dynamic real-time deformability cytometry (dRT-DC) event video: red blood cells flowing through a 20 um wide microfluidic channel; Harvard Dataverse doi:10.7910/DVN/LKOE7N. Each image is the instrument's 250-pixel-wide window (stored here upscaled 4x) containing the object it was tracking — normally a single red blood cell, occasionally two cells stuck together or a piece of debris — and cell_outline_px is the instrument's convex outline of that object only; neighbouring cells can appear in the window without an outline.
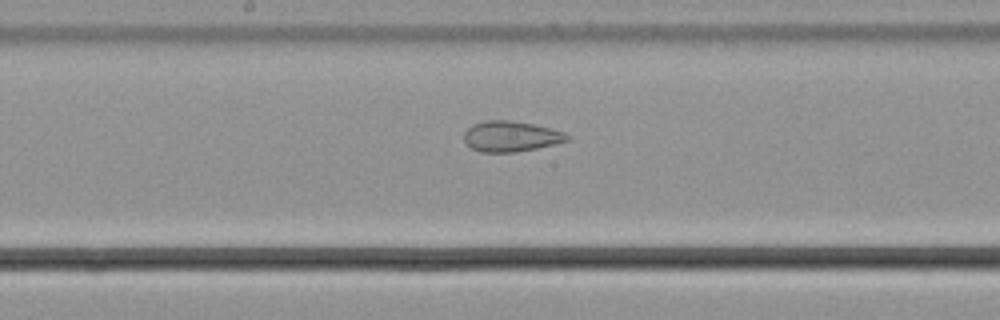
{"species": "common noctule bat (a hibernating species)", "species_latin": "Nyctalus noctula", "temperature_condition": "cold", "stored_images_in_passage": 34, "camera_frame_rate_fps": 3000, "um_per_image_px": 0.085, "animal": {"sex": "male", "body_mass_g": 21.5, "forearm_length_mm": 52.0}, "frame": {"image": 1, "passage_image": 18, "time_ms": 5.667, "image_size_px": [1000, 320], "cell_outline_px": [[572, 136], [568, 140], [536, 148], [512, 152], [480, 152], [472, 148], [464, 140], [464, 132], [472, 124], [484, 120], [508, 120], [532, 124], [552, 128], [564, 132]], "centroid_in_image_um": [43.41, 11.58], "position_along_channel_um": 204.8, "area_um2": 18.26}}
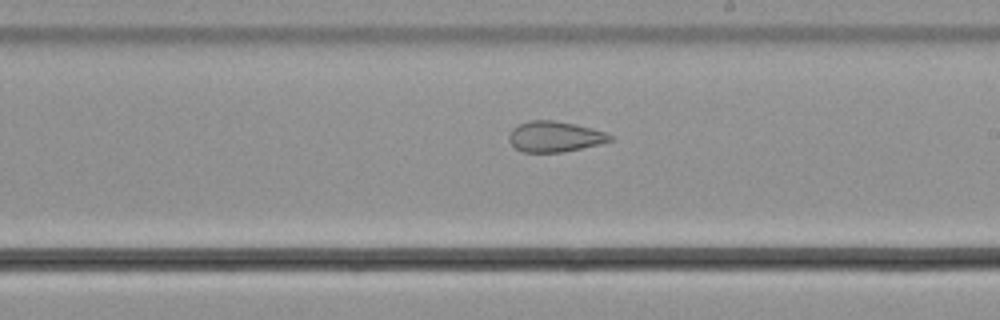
{"frame": {"image": 2, "passage_image": 21, "time_ms": 6.667, "image_size_px": [1000, 320], "cell_outline_px": [[612, 140], [600, 144], [564, 152], [524, 152], [516, 148], [508, 140], [508, 136], [512, 128], [528, 120], [552, 120], [576, 124], [592, 128], [604, 132], [612, 136]], "centroid_in_image_um": [47.14, 11.61], "position_along_channel_um": 241.9, "area_um2": 18.03}}
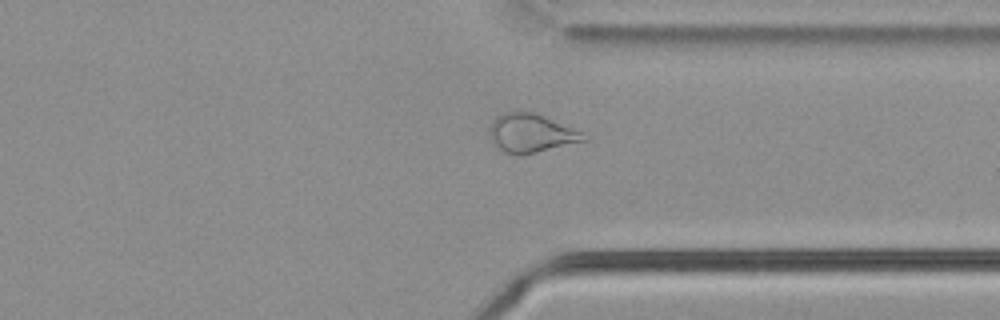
{"frame": {"image": 3, "passage_image": 31, "time_ms": 10.0, "image_size_px": [1000, 320], "cell_outline_px": [[588, 140], [520, 156], [504, 152], [492, 140], [492, 120], [496, 116], [504, 112], [532, 112], [544, 116], [584, 132], [588, 136]], "centroid_in_image_um": [45.21, 11.33], "position_along_channel_um": 366.2, "area_um2": 20.92}}